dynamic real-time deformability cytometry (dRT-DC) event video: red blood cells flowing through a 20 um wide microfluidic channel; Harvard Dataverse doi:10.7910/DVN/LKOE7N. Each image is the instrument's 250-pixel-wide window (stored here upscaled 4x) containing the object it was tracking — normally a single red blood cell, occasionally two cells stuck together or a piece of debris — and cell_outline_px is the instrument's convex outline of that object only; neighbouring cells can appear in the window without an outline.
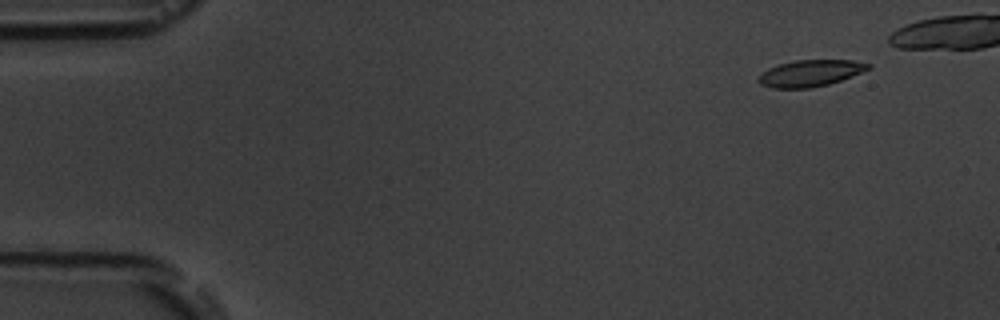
{"species": "common noctule bat (a hibernating species)", "species_latin": "Nyctalus noctula", "temperature_condition": "room temperature", "stored_images_in_passage": 5, "camera_frame_rate_fps": 3000, "um_per_image_px": 0.085, "animal": {"sex": "male", "body_mass_g": 19.5, "forearm_length_mm": 54.6}, "frame": {"image": 1, "passage_image": 2, "time_ms": 1.0, "image_size_px": [1000, 320], "cell_outline_px": [[872, 68], [840, 80], [828, 84], [808, 88], [772, 88], [760, 84], [756, 80], [768, 68], [776, 64], [796, 60], [852, 60], [872, 64]], "centroid_in_image_um": [68.87, 6.21], "position_along_channel_um": 16.1, "area_um2": 16.94}}